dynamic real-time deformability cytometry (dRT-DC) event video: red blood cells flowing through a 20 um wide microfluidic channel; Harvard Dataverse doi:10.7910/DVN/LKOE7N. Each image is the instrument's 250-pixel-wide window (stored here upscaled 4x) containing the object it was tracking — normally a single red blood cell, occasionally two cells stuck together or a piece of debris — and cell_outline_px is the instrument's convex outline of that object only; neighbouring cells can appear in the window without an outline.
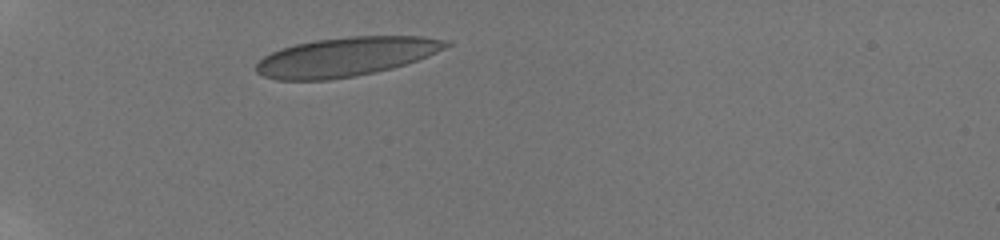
{"species": "human", "species_latin": "Homo sapiens", "temperature_condition": "room temperature", "stored_images_in_passage": 5, "camera_frame_rate_fps": 3000, "um_per_image_px": 0.085, "donor": {"sex": "male"}, "frame": {"image": 1, "passage_image": 1, "time_ms": 0.0, "image_size_px": [1000, 240], "cell_outline_px": [[452, 44], [428, 56], [392, 68], [376, 72], [356, 76], [328, 80], [276, 80], [264, 76], [256, 72], [256, 64], [264, 56], [280, 48], [296, 44], [316, 40], [348, 36], [424, 36], [448, 40]], "centroid_in_image_um": [29.4, 4.82], "position_along_channel_um": 55.6, "area_um2": 43.23}}
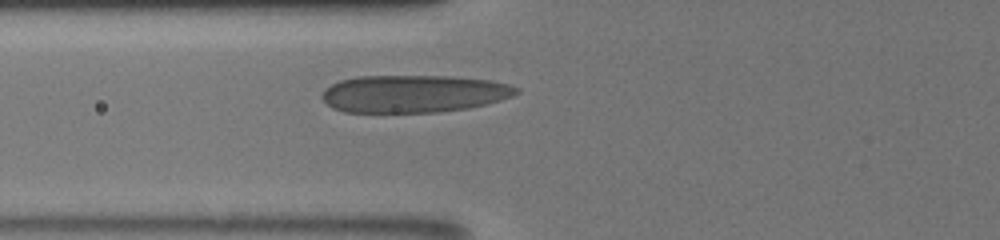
{"frame": {"image": 2, "passage_image": 5, "time_ms": 1.667, "image_size_px": [1000, 240], "cell_outline_px": [[520, 92], [512, 96], [500, 100], [468, 108], [440, 112], [344, 112], [332, 108], [320, 96], [324, 88], [340, 80], [360, 76], [452, 76], [492, 80], [508, 84], [520, 88]], "centroid_in_image_um": [35.16, 7.96], "position_along_channel_um": 90.6, "area_um2": 42.66}}